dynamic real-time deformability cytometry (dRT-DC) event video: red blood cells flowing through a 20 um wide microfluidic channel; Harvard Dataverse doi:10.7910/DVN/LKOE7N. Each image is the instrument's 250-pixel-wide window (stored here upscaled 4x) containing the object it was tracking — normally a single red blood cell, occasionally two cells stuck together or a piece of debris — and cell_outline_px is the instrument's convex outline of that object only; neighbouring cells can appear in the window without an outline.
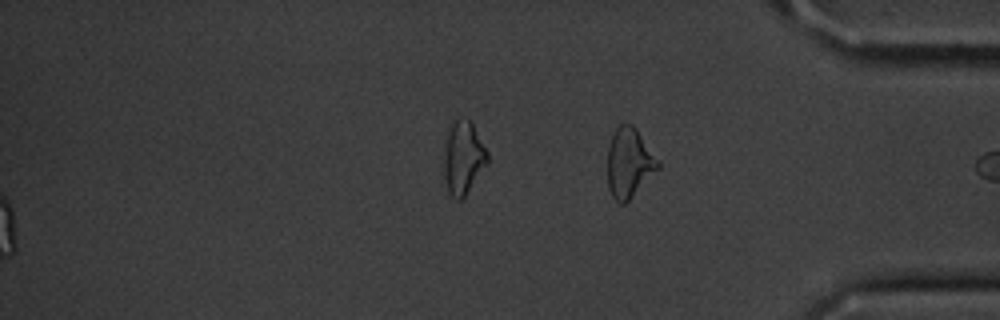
{"species": "common noctule bat (a hibernating species)", "species_latin": "Nyctalus noctula", "temperature_condition": "cold", "stored_images_in_passage": 53, "segment_of_instrument_passage": [2, 2], "camera_frame_rate_fps": 3000, "um_per_image_px": 0.085, "animal": {"sex": "male", "body_mass_g": 20.1, "forearm_length_mm": 53.5}, "frame": {"image": 1, "passage_image": 53, "time_ms": 17.333, "image_size_px": [1000, 320], "cell_outline_px": [[660, 168], [624, 204], [620, 204], [612, 196], [608, 188], [608, 144], [616, 128], [624, 120], [632, 124], [636, 128], [660, 160]], "centroid_in_image_um": [53.49, 13.8], "position_along_channel_um": 381.7, "area_um2": 20.69}}